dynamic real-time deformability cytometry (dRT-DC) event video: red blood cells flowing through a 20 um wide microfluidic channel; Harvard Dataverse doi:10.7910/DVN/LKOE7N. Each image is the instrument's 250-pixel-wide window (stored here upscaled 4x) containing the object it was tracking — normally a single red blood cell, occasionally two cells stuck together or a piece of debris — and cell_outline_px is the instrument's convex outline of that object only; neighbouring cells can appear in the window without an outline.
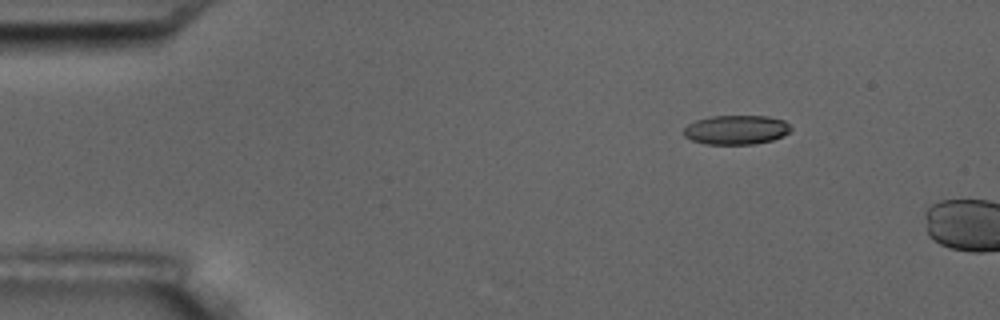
{"species": "common noctule bat (a hibernating species)", "species_latin": "Nyctalus noctula", "temperature_condition": "room temperature", "stored_images_in_passage": 2, "camera_frame_rate_fps": 3000, "um_per_image_px": 0.085, "animal": {"sex": "male", "body_mass_g": 17.5, "forearm_length_mm": 52.3}, "frame": {"image": 1, "passage_image": 1, "time_ms": 0.0, "image_size_px": [1000, 320], "cell_outline_px": [[792, 128], [784, 136], [772, 140], [756, 144], [708, 144], [692, 140], [684, 136], [684, 128], [688, 124], [696, 120], [712, 116], [768, 116], [784, 120]], "centroid_in_image_um": [62.59, 11.03], "position_along_channel_um": 22.4, "area_um2": 18.26}}